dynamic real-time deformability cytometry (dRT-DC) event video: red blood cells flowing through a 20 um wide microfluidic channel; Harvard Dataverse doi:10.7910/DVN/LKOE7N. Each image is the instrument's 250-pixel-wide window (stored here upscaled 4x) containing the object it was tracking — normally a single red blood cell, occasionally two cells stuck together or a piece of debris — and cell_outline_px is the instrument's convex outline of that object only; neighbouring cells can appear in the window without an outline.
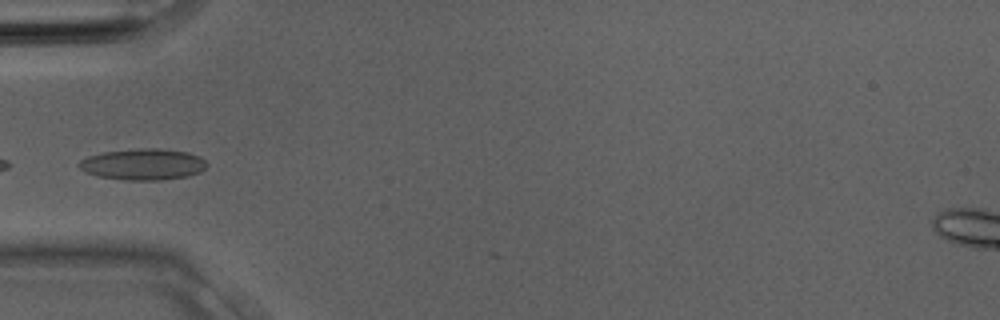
{"species": "Egyptian fruit bat (a non-hibernating species)", "species_latin": "Rousettus aegyptiacus", "temperature_condition": "room temperature", "stored_images_in_passage": 2, "camera_frame_rate_fps": 3000, "um_per_image_px": 0.085, "animal": {"sex": "male"}, "frame": {"image": 1, "passage_image": 2, "time_ms": 0.333, "image_size_px": [1000, 320], "cell_outline_px": [[208, 164], [200, 172], [188, 176], [160, 180], [124, 180], [96, 176], [84, 172], [76, 164], [80, 160], [88, 156], [104, 152], [140, 148], [156, 148], [188, 152], [200, 156]], "centroid_in_image_um": [12.14, 13.97], "position_along_channel_um": 72.9, "area_um2": 23.41}}